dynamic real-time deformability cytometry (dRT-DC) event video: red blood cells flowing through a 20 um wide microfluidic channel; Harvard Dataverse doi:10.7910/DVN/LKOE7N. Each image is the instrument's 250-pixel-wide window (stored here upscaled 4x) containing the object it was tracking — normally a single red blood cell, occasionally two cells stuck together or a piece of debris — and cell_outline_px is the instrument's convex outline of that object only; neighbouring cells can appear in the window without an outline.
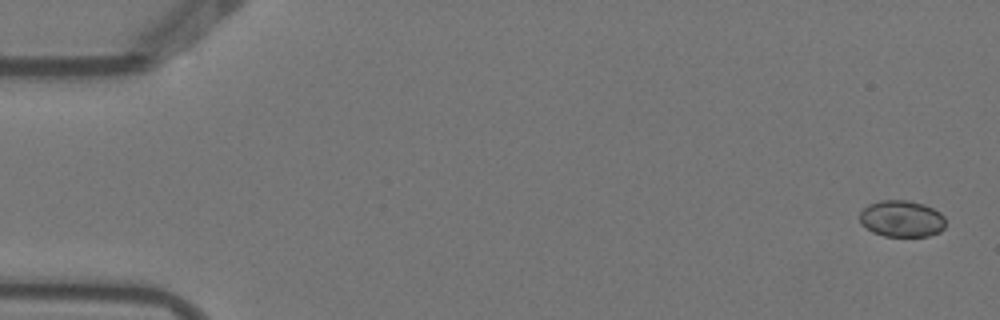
{"species": "Egyptian fruit bat (a non-hibernating species)", "species_latin": "Rousettus aegyptiacus", "temperature_condition": "warm", "stored_images_in_passage": 3, "camera_frame_rate_fps": 3000, "um_per_image_px": 0.085, "animal": {"sex": "female"}, "frame": {"image": 1, "passage_image": 1, "time_ms": 0.0, "image_size_px": [1000, 320], "cell_outline_px": [[944, 228], [940, 232], [928, 236], [884, 236], [872, 232], [860, 224], [860, 212], [868, 204], [880, 200], [908, 200], [924, 204], [940, 212], [944, 216]], "centroid_in_image_um": [76.63, 18.59], "position_along_channel_um": 8.4, "area_um2": 18.44}}
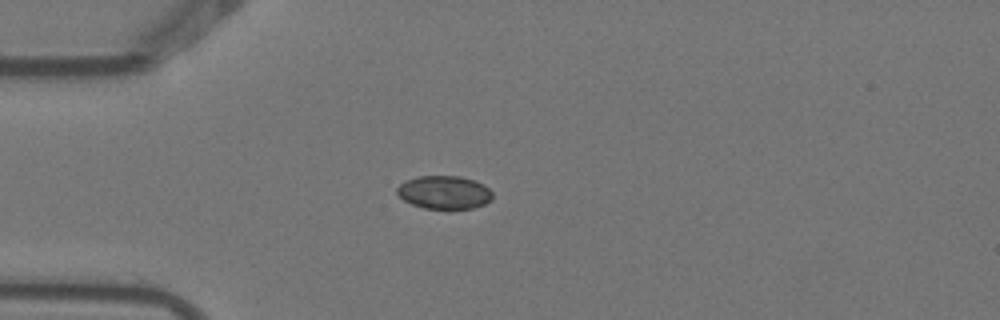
{"frame": {"image": 2, "passage_image": 2, "time_ms": 0.333, "image_size_px": [1000, 320], "cell_outline_px": [[492, 200], [484, 204], [472, 208], [448, 212], [424, 208], [412, 204], [404, 200], [396, 192], [396, 188], [404, 180], [416, 176], [460, 176], [484, 184], [492, 192]], "centroid_in_image_um": [37.75, 16.39], "position_along_channel_um": 47.2, "area_um2": 19.13}}